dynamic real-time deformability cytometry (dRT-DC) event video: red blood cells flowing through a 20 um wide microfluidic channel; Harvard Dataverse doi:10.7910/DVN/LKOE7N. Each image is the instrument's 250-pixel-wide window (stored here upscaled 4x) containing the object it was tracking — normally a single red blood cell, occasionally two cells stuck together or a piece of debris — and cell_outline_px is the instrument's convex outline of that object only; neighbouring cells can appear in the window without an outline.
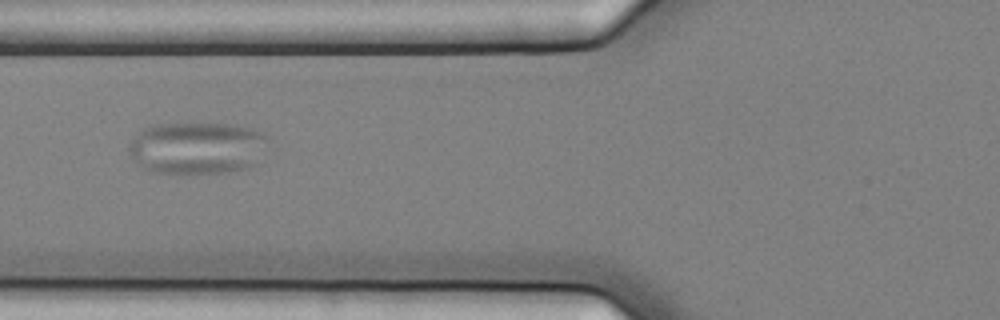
{"species": "common noctule bat (a hibernating species)", "species_latin": "Nyctalus noctula", "temperature_condition": "cold", "stored_images_in_passage": 10, "camera_frame_rate_fps": 3000, "um_per_image_px": 0.085, "animal": {"sex": "female", "body_mass_g": 25.1}, "frame": {"image": 1, "passage_image": 5, "time_ms": 1.333, "image_size_px": [1000, 320], "cell_outline_px": [[268, 136], [256, 164], [248, 168], [228, 172], [156, 172], [144, 168], [132, 156], [128, 148], [128, 144], [148, 124], [244, 124], [264, 132]], "centroid_in_image_um": [16.8, 12.54], "position_along_channel_um": 109.0, "area_um2": 42.08}}
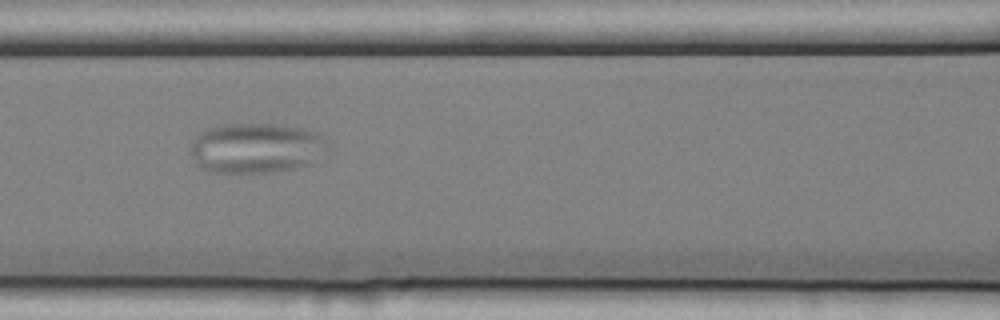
{"frame": {"image": 2, "passage_image": 6, "time_ms": 1.667, "image_size_px": [1000, 320], "cell_outline_px": [[324, 136], [312, 164], [296, 168], [272, 172], [212, 172], [200, 168], [196, 164], [188, 152], [192, 140], [204, 128], [224, 124], [276, 124], [300, 128], [316, 132]], "centroid_in_image_um": [21.6, 12.58], "position_along_channel_um": 145.0, "area_um2": 39.65}}
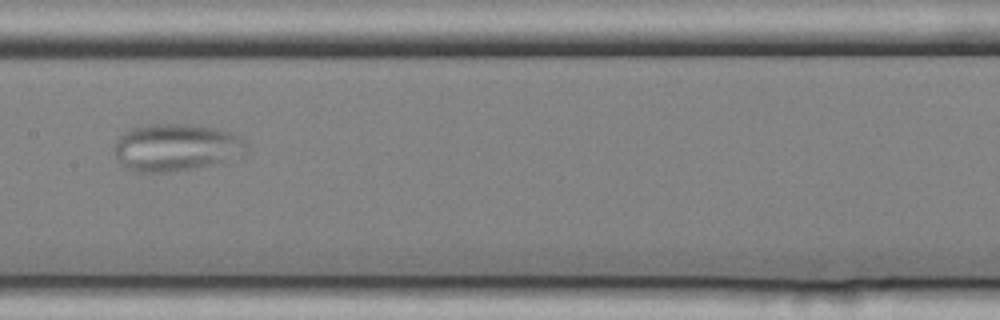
{"frame": {"image": 3, "passage_image": 7, "time_ms": 2.0, "image_size_px": [1000, 320], "cell_outline_px": [[248, 144], [244, 152], [224, 160], [192, 168], [168, 172], [132, 172], [116, 156], [112, 148], [116, 140], [124, 132], [132, 128], [144, 124], [192, 124], [216, 128], [240, 136]], "centroid_in_image_um": [14.9, 12.5], "position_along_channel_um": 192.5, "area_um2": 36.01}}